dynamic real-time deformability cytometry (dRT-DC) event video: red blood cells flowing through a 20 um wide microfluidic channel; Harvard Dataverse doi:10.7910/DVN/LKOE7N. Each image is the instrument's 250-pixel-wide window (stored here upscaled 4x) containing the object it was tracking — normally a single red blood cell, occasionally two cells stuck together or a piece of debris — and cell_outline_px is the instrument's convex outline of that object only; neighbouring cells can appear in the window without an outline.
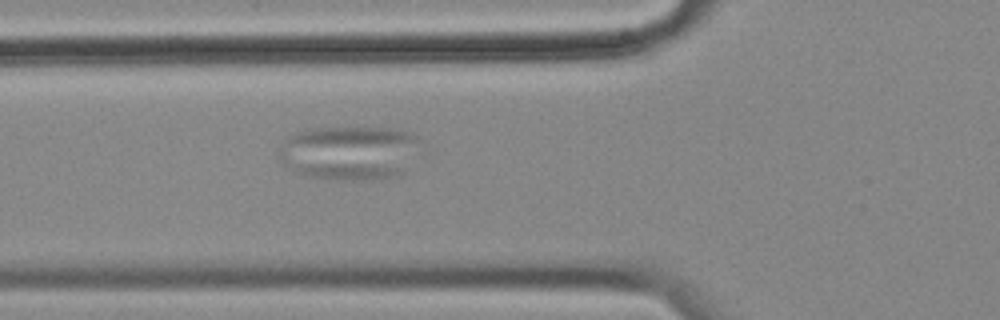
{"species": "common noctule bat (a hibernating species)", "species_latin": "Nyctalus noctula", "temperature_condition": "cold", "stored_images_in_passage": 45, "camera_frame_rate_fps": 3000, "um_per_image_px": 0.085, "animal": {"sex": "female", "body_mass_g": 18.4}, "frame": {"image": 1, "passage_image": 5, "time_ms": 1.333, "image_size_px": [1000, 320], "cell_outline_px": [[420, 144], [404, 172], [400, 176], [376, 180], [336, 180], [312, 176], [300, 172], [280, 164], [280, 148], [292, 136], [300, 132], [312, 128], [388, 128], [412, 132], [420, 140]], "centroid_in_image_um": [29.77, 13.0], "position_along_channel_um": 96.0, "area_um2": 44.39}}
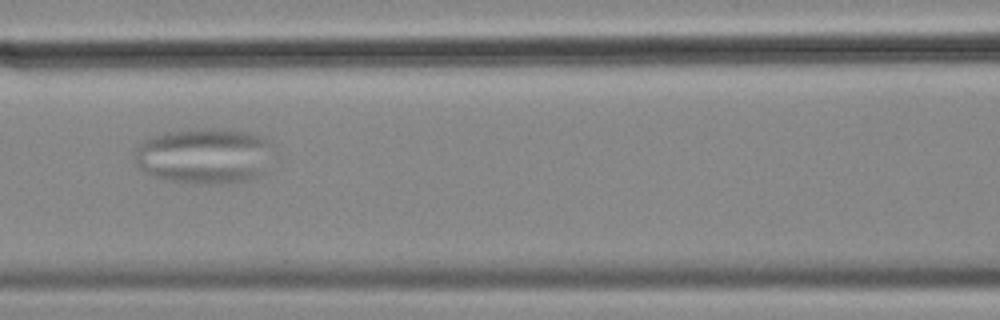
{"frame": {"image": 2, "passage_image": 10, "time_ms": 3.0, "image_size_px": [1000, 320], "cell_outline_px": [[272, 144], [264, 172], [256, 176], [244, 180], [208, 184], [196, 184], [164, 180], [140, 168], [136, 164], [136, 148], [144, 140], [152, 136], [168, 132], [196, 128], [212, 128], [244, 132], [264, 136]], "centroid_in_image_um": [17.35, 13.24], "position_along_channel_um": 149.3, "area_um2": 44.56}}